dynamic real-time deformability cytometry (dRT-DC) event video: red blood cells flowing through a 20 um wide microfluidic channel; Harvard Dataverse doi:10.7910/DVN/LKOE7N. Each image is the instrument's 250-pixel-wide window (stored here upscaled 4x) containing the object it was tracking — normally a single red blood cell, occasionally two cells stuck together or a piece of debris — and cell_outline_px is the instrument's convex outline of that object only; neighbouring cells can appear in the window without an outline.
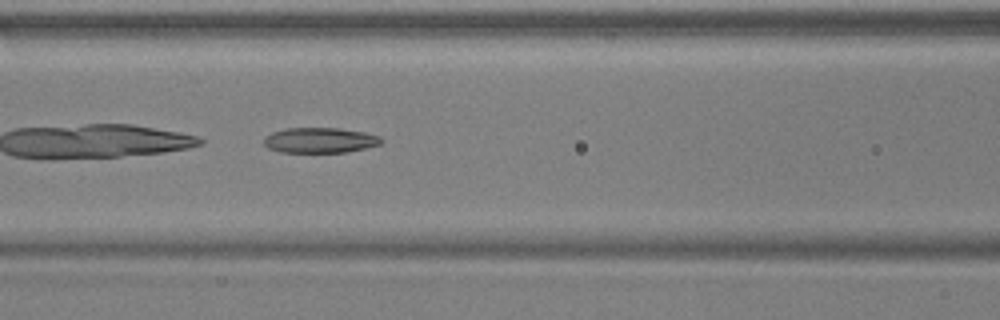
{"species": "common noctule bat (a hibernating species)", "species_latin": "Nyctalus noctula", "temperature_condition": "warm", "stored_images_in_passage": 35, "camera_frame_rate_fps": 3000, "um_per_image_px": 0.085, "animal": {"sex": "male", "body_mass_g": 17.9, "forearm_length_mm": 54.2}, "frame": {"image": 1, "passage_image": 6, "time_ms": 1.667, "image_size_px": [1000, 320], "cell_outline_px": [[384, 140], [380, 144], [348, 152], [280, 152], [268, 148], [264, 144], [264, 136], [272, 132], [284, 128], [340, 128], [364, 132], [380, 136]], "centroid_in_image_um": [27.18, 11.91], "position_along_channel_um": 139.4, "area_um2": 17.4}}
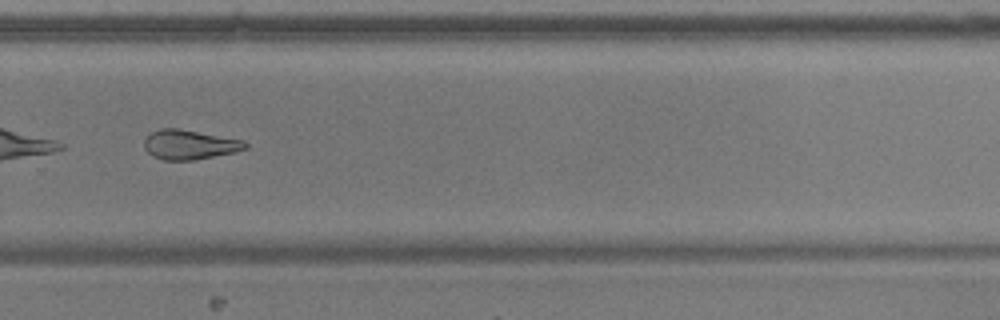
{"frame": {"image": 2, "passage_image": 20, "time_ms": 6.333, "image_size_px": [1000, 320], "cell_outline_px": [[248, 148], [236, 152], [196, 160], [164, 160], [152, 156], [144, 148], [144, 140], [152, 132], [160, 128], [180, 128], [244, 140], [248, 144]], "centroid_in_image_um": [16.14, 12.29], "position_along_channel_um": 313.7, "area_um2": 17.63}}